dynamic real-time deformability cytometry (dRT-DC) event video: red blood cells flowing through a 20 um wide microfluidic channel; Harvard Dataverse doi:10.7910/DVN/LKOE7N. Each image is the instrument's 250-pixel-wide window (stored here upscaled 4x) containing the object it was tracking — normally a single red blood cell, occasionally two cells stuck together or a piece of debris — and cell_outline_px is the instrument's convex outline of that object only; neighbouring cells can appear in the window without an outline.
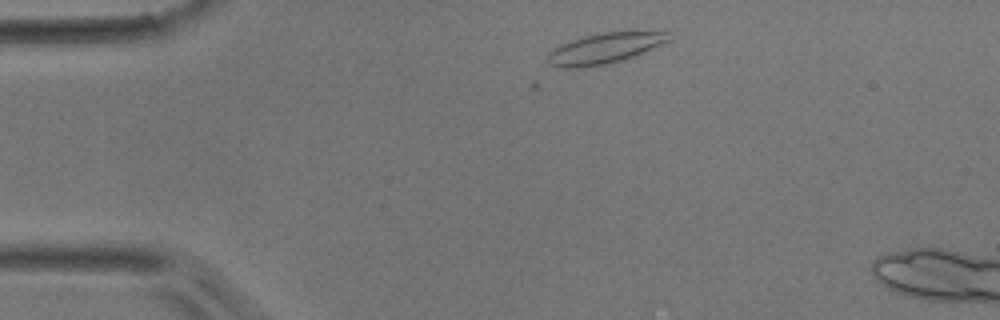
{"species": "common noctule bat (a hibernating species)", "species_latin": "Nyctalus noctula", "temperature_condition": "room temperature", "stored_images_in_passage": 4, "camera_frame_rate_fps": 3000, "um_per_image_px": 0.085, "animal": {"sex": "male", "body_mass_g": 17.9}, "frame": {"image": 1, "passage_image": 2, "time_ms": 0.333, "image_size_px": [1000, 320], "cell_outline_px": [[672, 40], [632, 56], [620, 60], [604, 64], [580, 68], [560, 68], [552, 64], [548, 60], [548, 52], [560, 44], [584, 36], [604, 32], [668, 32]], "centroid_in_image_um": [51.37, 4.11], "position_along_channel_um": 33.6, "area_um2": 21.1}}